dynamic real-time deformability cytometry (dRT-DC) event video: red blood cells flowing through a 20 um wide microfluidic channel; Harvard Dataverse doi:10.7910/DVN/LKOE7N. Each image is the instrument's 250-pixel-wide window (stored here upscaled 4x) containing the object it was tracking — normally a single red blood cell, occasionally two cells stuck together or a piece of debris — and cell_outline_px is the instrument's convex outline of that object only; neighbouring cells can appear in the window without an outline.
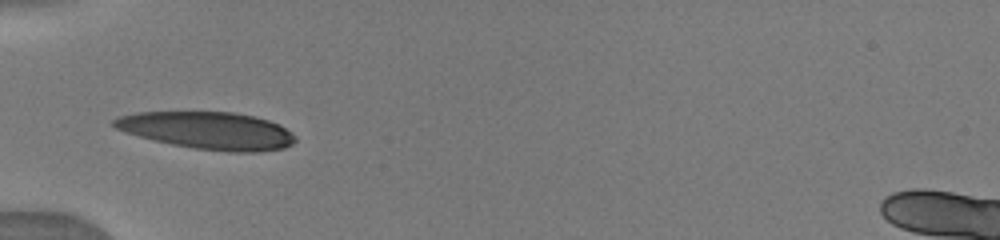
{"species": "human", "species_latin": "Homo sapiens", "temperature_condition": "warm", "stored_images_in_passage": 29, "camera_frame_rate_fps": 3000, "um_per_image_px": 0.085, "donor": {"sex": "male"}, "frame": {"image": 1, "passage_image": 1, "time_ms": 0.0, "image_size_px": [1000, 240], "cell_outline_px": [[296, 140], [292, 144], [284, 148], [256, 152], [228, 152], [192, 148], [172, 144], [124, 132], [116, 128], [112, 124], [112, 120], [120, 116], [136, 112], [232, 112], [256, 116], [280, 124], [296, 136]], "centroid_in_image_um": [17.69, 11.09], "position_along_channel_um": 67.3, "area_um2": 39.48}}
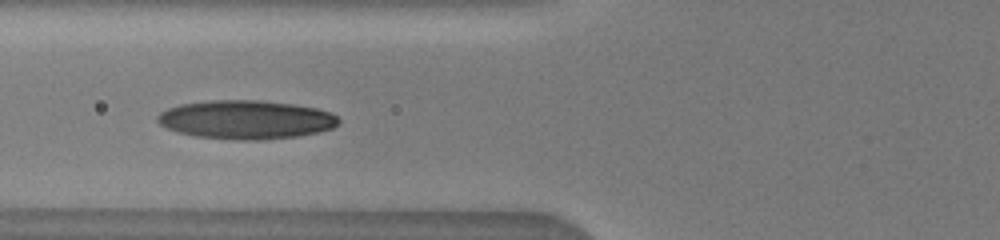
{"frame": {"image": 2, "passage_image": 5, "time_ms": 1.0, "image_size_px": [1000, 240], "cell_outline_px": [[340, 124], [332, 128], [320, 132], [296, 136], [260, 140], [236, 140], [196, 136], [180, 132], [168, 128], [160, 124], [156, 120], [156, 116], [160, 112], [168, 108], [180, 104], [208, 100], [260, 100], [292, 104], [316, 108], [332, 112], [340, 120]], "centroid_in_image_um": [20.92, 10.16], "position_along_channel_um": 104.9, "area_um2": 40.98}}